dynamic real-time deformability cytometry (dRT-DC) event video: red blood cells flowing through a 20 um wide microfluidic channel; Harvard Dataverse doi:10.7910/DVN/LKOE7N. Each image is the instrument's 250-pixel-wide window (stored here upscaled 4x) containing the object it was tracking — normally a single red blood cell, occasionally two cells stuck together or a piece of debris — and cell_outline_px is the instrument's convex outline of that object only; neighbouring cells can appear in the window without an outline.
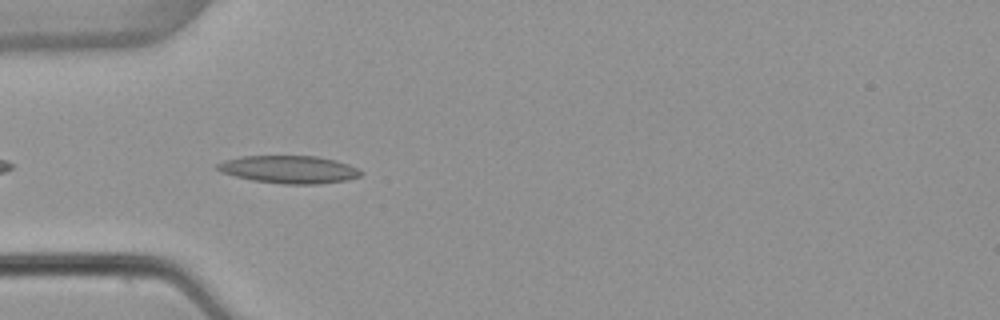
{"species": "common noctule bat (a hibernating species)", "species_latin": "Nyctalus noctula", "temperature_condition": "warm", "stored_images_in_passage": 36, "camera_frame_rate_fps": 3000, "um_per_image_px": 0.085, "animal": {"sex": "female", "body_mass_g": 22.7, "forearm_length_mm": 54.2}, "frame": {"image": 1, "passage_image": 3, "time_ms": 0.667, "image_size_px": [1000, 320], "cell_outline_px": [[364, 172], [360, 176], [348, 180], [316, 184], [284, 184], [252, 180], [220, 172], [216, 168], [216, 164], [224, 160], [240, 156], [316, 156], [336, 160], [348, 164]], "centroid_in_image_um": [24.57, 14.4], "position_along_channel_um": 60.4, "area_um2": 23.18}}
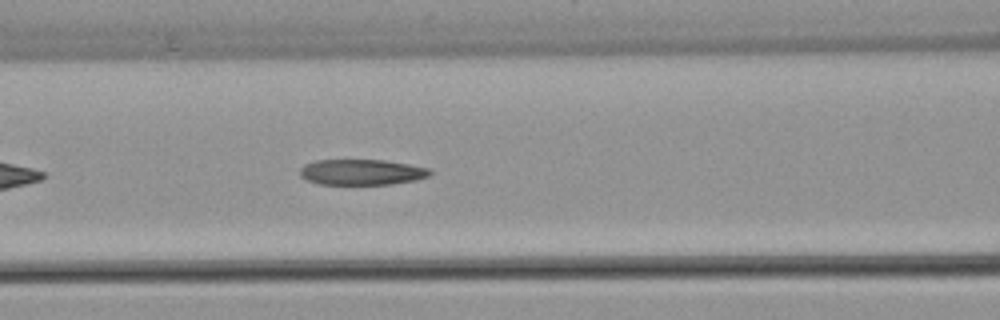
{"frame": {"image": 2, "passage_image": 9, "time_ms": 2.667, "image_size_px": [1000, 320], "cell_outline_px": [[432, 172], [428, 176], [416, 180], [392, 184], [320, 184], [308, 180], [300, 176], [300, 168], [304, 164], [316, 160], [384, 160], [408, 164], [428, 168]], "centroid_in_image_um": [30.73, 14.63], "position_along_channel_um": 135.9, "area_um2": 19.36}}
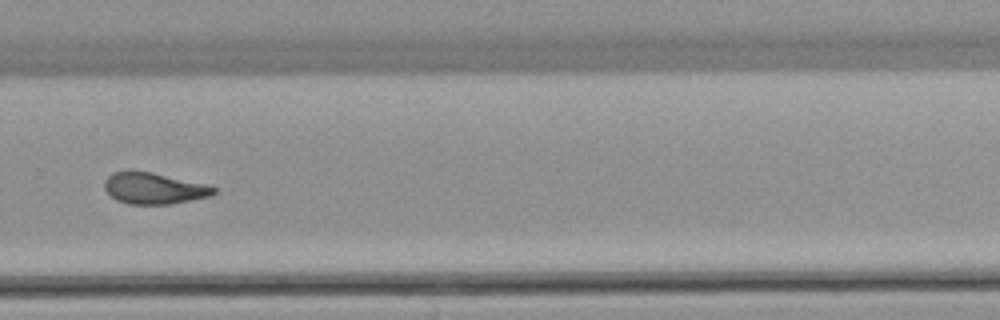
{"frame": {"image": 3, "passage_image": 23, "time_ms": 7.333, "image_size_px": [1000, 320], "cell_outline_px": [[216, 192], [208, 196], [168, 204], [128, 204], [116, 200], [104, 188], [104, 180], [112, 172], [152, 172], [204, 184], [216, 188]], "centroid_in_image_um": [13.04, 16.01], "position_along_channel_um": 316.8, "area_um2": 19.42}, "authors_computed_cell_mechanics": {"area_um2": 20.2878, "velocity_mm_per_s": 3.8858, "shape_relaxation_time_tau1_ms": null, "shape_relaxation_time_tau2_ms": 2.3484, "deformation_change_tau1": null, "deformation_change_tau2": 0.102}}